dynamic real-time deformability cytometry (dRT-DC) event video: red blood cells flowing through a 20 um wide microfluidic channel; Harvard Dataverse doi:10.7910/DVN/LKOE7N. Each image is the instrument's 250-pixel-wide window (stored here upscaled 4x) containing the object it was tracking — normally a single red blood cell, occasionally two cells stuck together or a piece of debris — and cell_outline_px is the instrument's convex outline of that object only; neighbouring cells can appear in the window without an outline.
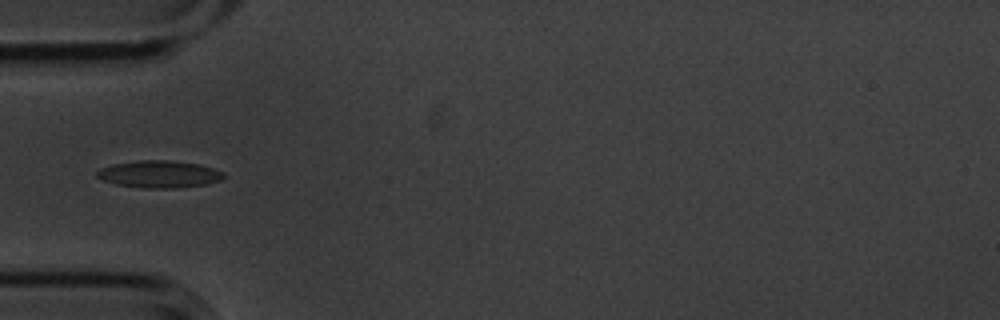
{"species": "common noctule bat (a hibernating species)", "species_latin": "Nyctalus noctula", "temperature_condition": "cold", "stored_images_in_passage": 11, "camera_frame_rate_fps": 3000, "um_per_image_px": 0.085, "animal": {"sex": "male", "body_mass_g": 20.1, "forearm_length_mm": 53.5}, "frame": {"image": 1, "passage_image": 1, "time_ms": 0.0, "image_size_px": [1000, 320], "cell_outline_px": [[224, 176], [220, 180], [204, 184], [176, 188], [148, 188], [116, 184], [104, 180], [96, 176], [96, 172], [100, 168], [112, 164], [136, 160], [168, 160], [196, 164], [212, 168], [224, 172]], "centroid_in_image_um": [13.5, 14.79], "position_along_channel_um": 71.5, "area_um2": 19.83}}
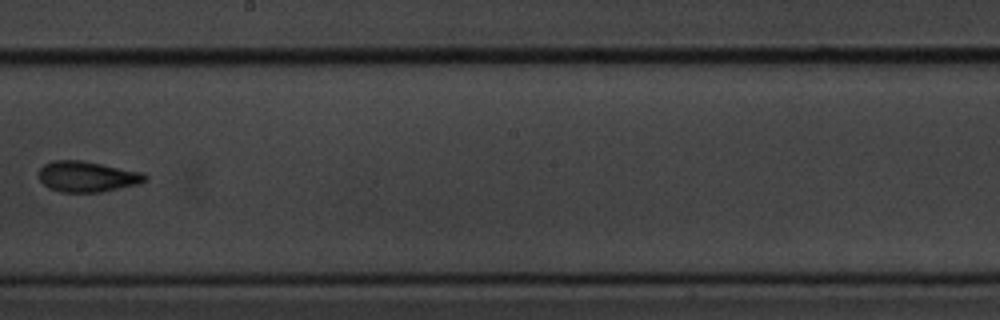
{"frame": {"image": 2, "passage_image": 5, "time_ms": 1.333, "image_size_px": [1000, 320], "cell_outline_px": [[148, 180], [140, 184], [100, 192], [60, 192], [48, 188], [36, 176], [36, 172], [44, 164], [52, 160], [80, 160], [144, 172], [148, 176]], "centroid_in_image_um": [7.4, 15.01], "position_along_channel_um": 240.8, "area_um2": 19.36}}
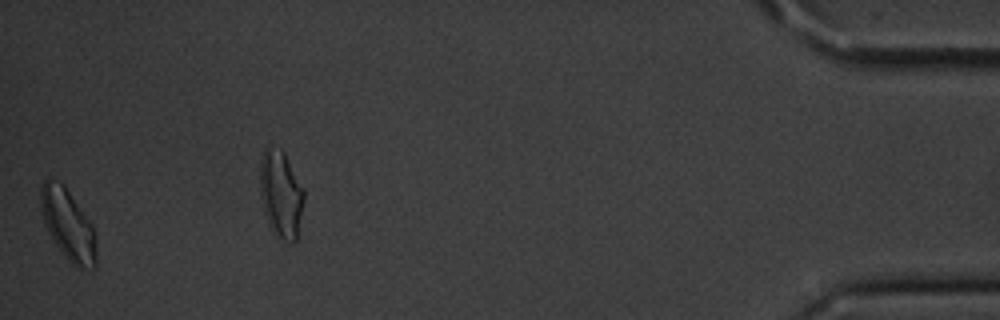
{"frame": {"image": 3, "passage_image": 10, "time_ms": 3.0, "image_size_px": [1000, 320], "cell_outline_px": [[96, 268], [80, 272], [64, 256], [52, 240], [44, 224], [40, 204], [40, 188], [44, 180], [48, 176], [64, 184], [92, 224], [96, 252]], "centroid_in_image_um": [5.76, 19.12], "position_along_channel_um": 429.4, "area_um2": 23.41}}